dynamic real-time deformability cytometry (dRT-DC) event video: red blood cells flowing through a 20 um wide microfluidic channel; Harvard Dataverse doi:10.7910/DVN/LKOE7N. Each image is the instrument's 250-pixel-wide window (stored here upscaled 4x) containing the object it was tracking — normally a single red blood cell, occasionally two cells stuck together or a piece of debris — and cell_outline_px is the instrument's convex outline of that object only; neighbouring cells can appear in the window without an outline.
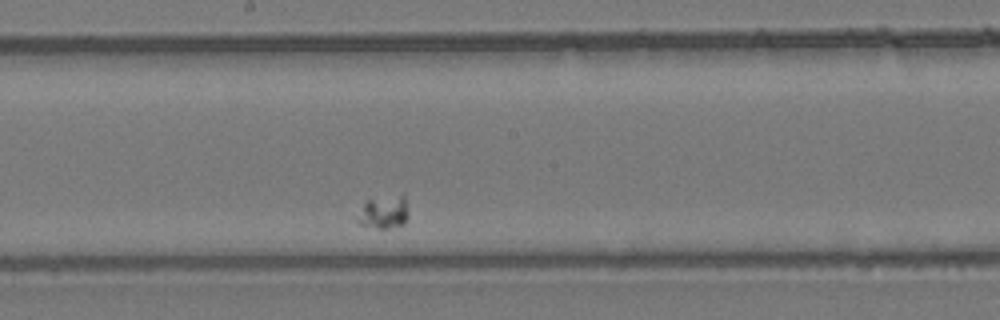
{"species": "common noctule bat (a hibernating species)", "species_latin": "Nyctalus noctula", "temperature_condition": "room temperature", "stored_images_in_passage": 32, "camera_frame_rate_fps": 3000, "um_per_image_px": 0.085, "animal": {"sex": "female", "body_mass_g": 24.6, "forearm_length_mm": 56.2}, "frame": {"image": 1, "passage_image": 17, "time_ms": 5.333, "image_size_px": [1000, 320], "cell_outline_px": [[408, 220], [404, 224], [388, 228], [376, 228], [360, 224], [352, 216], [368, 196], [404, 192], [408, 212]], "centroid_in_image_um": [32.56, 17.94], "position_along_channel_um": 215.6, "area_um2": 11.04}}